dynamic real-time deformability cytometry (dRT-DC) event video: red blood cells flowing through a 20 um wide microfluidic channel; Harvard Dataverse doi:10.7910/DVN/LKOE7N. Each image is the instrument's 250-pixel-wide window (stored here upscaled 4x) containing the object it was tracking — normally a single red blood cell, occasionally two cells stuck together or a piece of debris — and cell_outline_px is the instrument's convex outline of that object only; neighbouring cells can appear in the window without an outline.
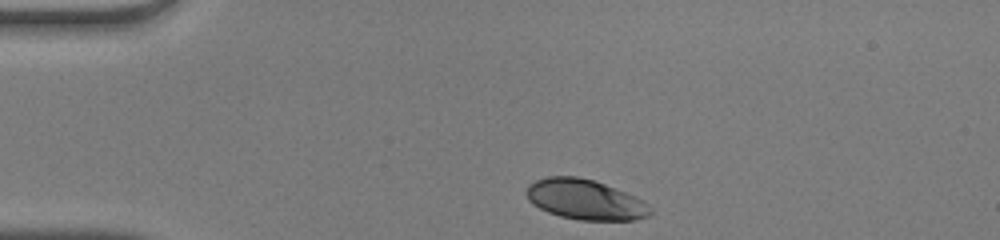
{"species": "human", "species_latin": "Homo sapiens", "temperature_condition": "warm", "stored_images_in_passage": 32, "camera_frame_rate_fps": 3000, "um_per_image_px": 0.085, "donor": {"sex": "male"}, "frame": {"image": 1, "passage_image": 1, "time_ms": 0.0, "image_size_px": [1000, 240], "cell_outline_px": [[652, 212], [648, 216], [636, 220], [580, 220], [560, 216], [548, 212], [532, 204], [528, 200], [524, 192], [528, 184], [536, 180], [548, 176], [576, 176], [592, 180], [604, 184], [624, 192], [648, 204], [652, 208]], "centroid_in_image_um": [49.69, 16.97], "position_along_channel_um": 35.3, "area_um2": 28.9}}
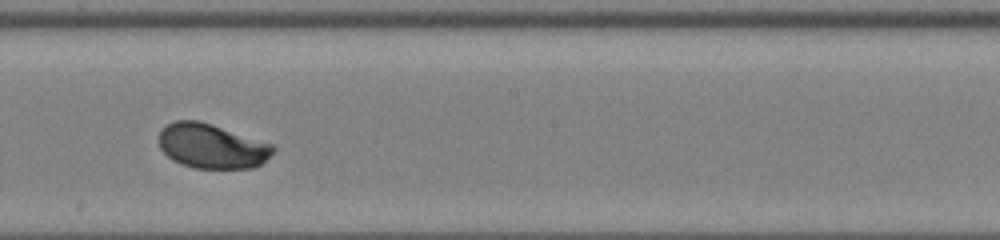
{"frame": {"image": 2, "passage_image": 19, "time_ms": 6.0, "image_size_px": [1000, 240], "cell_outline_px": [[276, 148], [256, 168], [192, 168], [180, 164], [172, 160], [160, 148], [160, 132], [168, 124], [176, 120], [196, 120], [212, 124], [272, 144]], "centroid_in_image_um": [17.99, 12.43], "position_along_channel_um": 230.2, "area_um2": 29.42}}
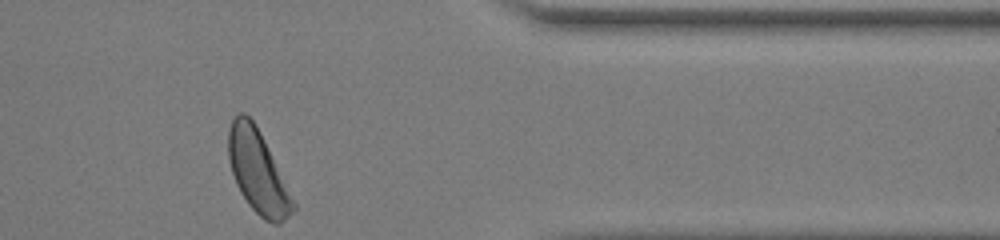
{"frame": {"image": 3, "passage_image": 32, "time_ms": 10.333, "image_size_px": [1000, 240], "cell_outline_px": [[296, 208], [280, 224], [272, 224], [264, 220], [248, 204], [240, 192], [236, 184], [228, 160], [228, 128], [232, 120], [240, 112], [244, 112], [256, 124], [296, 204]], "centroid_in_image_um": [21.89, 14.6], "position_along_channel_um": 389.5, "area_um2": 30.92}, "authors_computed_cell_mechanics": {"area_um2": 29.9404, "velocity_mm_per_s": 4.0788, "shape_relaxation_time_tau1_ms": 2.2361, "shape_relaxation_time_tau2_ms": null, "deformation_change_tau1": 0.1419, "deformation_change_tau2": null}}